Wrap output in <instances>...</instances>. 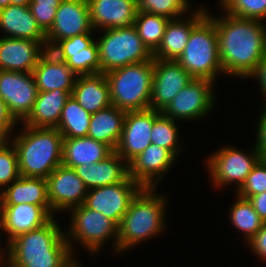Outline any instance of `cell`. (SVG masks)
I'll list each match as a JSON object with an SVG mask.
<instances>
[{
    "label": "cell",
    "mask_w": 266,
    "mask_h": 267,
    "mask_svg": "<svg viewBox=\"0 0 266 267\" xmlns=\"http://www.w3.org/2000/svg\"><path fill=\"white\" fill-rule=\"evenodd\" d=\"M225 14L214 18L223 72L249 77L266 53V28L259 20Z\"/></svg>",
    "instance_id": "6da1fadb"
},
{
    "label": "cell",
    "mask_w": 266,
    "mask_h": 267,
    "mask_svg": "<svg viewBox=\"0 0 266 267\" xmlns=\"http://www.w3.org/2000/svg\"><path fill=\"white\" fill-rule=\"evenodd\" d=\"M64 234L52 218L44 226L18 235L8 244V267H78Z\"/></svg>",
    "instance_id": "7a4b0ae2"
},
{
    "label": "cell",
    "mask_w": 266,
    "mask_h": 267,
    "mask_svg": "<svg viewBox=\"0 0 266 267\" xmlns=\"http://www.w3.org/2000/svg\"><path fill=\"white\" fill-rule=\"evenodd\" d=\"M25 126L12 141L21 176L46 179L62 164L64 137L57 128Z\"/></svg>",
    "instance_id": "3957f363"
},
{
    "label": "cell",
    "mask_w": 266,
    "mask_h": 267,
    "mask_svg": "<svg viewBox=\"0 0 266 267\" xmlns=\"http://www.w3.org/2000/svg\"><path fill=\"white\" fill-rule=\"evenodd\" d=\"M155 188L143 187L132 199L118 226V252L155 236L164 229L165 199Z\"/></svg>",
    "instance_id": "277c9868"
},
{
    "label": "cell",
    "mask_w": 266,
    "mask_h": 267,
    "mask_svg": "<svg viewBox=\"0 0 266 267\" xmlns=\"http://www.w3.org/2000/svg\"><path fill=\"white\" fill-rule=\"evenodd\" d=\"M153 74V60L129 64L105 73L112 105L126 112L150 109Z\"/></svg>",
    "instance_id": "5b68a950"
},
{
    "label": "cell",
    "mask_w": 266,
    "mask_h": 267,
    "mask_svg": "<svg viewBox=\"0 0 266 267\" xmlns=\"http://www.w3.org/2000/svg\"><path fill=\"white\" fill-rule=\"evenodd\" d=\"M193 78L215 82L223 72L214 18L208 13L193 27L185 50L176 60Z\"/></svg>",
    "instance_id": "8992f818"
},
{
    "label": "cell",
    "mask_w": 266,
    "mask_h": 267,
    "mask_svg": "<svg viewBox=\"0 0 266 267\" xmlns=\"http://www.w3.org/2000/svg\"><path fill=\"white\" fill-rule=\"evenodd\" d=\"M97 42L100 73H107L129 64L153 60V53L138 36L135 27L104 29Z\"/></svg>",
    "instance_id": "52a82bcc"
},
{
    "label": "cell",
    "mask_w": 266,
    "mask_h": 267,
    "mask_svg": "<svg viewBox=\"0 0 266 267\" xmlns=\"http://www.w3.org/2000/svg\"><path fill=\"white\" fill-rule=\"evenodd\" d=\"M70 211H73L70 235L65 237L69 238L66 240L71 252L70 241L73 239L80 241L92 253H96L110 236H114L115 251H118V226L112 220L106 218L101 212L87 208L84 204Z\"/></svg>",
    "instance_id": "ba28073f"
},
{
    "label": "cell",
    "mask_w": 266,
    "mask_h": 267,
    "mask_svg": "<svg viewBox=\"0 0 266 267\" xmlns=\"http://www.w3.org/2000/svg\"><path fill=\"white\" fill-rule=\"evenodd\" d=\"M142 188L128 175L122 182L88 190L84 205L119 226L132 199Z\"/></svg>",
    "instance_id": "9c48e42d"
},
{
    "label": "cell",
    "mask_w": 266,
    "mask_h": 267,
    "mask_svg": "<svg viewBox=\"0 0 266 267\" xmlns=\"http://www.w3.org/2000/svg\"><path fill=\"white\" fill-rule=\"evenodd\" d=\"M38 92L32 72L0 70V97L16 121L28 117Z\"/></svg>",
    "instance_id": "30bf717a"
},
{
    "label": "cell",
    "mask_w": 266,
    "mask_h": 267,
    "mask_svg": "<svg viewBox=\"0 0 266 267\" xmlns=\"http://www.w3.org/2000/svg\"><path fill=\"white\" fill-rule=\"evenodd\" d=\"M219 150L207 162L212 182L216 186H223L230 184V182L232 184L234 181V183L237 182V189H239L261 159L259 153L255 149L250 156L232 147Z\"/></svg>",
    "instance_id": "8fae6325"
},
{
    "label": "cell",
    "mask_w": 266,
    "mask_h": 267,
    "mask_svg": "<svg viewBox=\"0 0 266 267\" xmlns=\"http://www.w3.org/2000/svg\"><path fill=\"white\" fill-rule=\"evenodd\" d=\"M213 82L208 79H193L161 112L175 119H197L208 114L213 106ZM175 118V119H174Z\"/></svg>",
    "instance_id": "7c38bea8"
},
{
    "label": "cell",
    "mask_w": 266,
    "mask_h": 267,
    "mask_svg": "<svg viewBox=\"0 0 266 267\" xmlns=\"http://www.w3.org/2000/svg\"><path fill=\"white\" fill-rule=\"evenodd\" d=\"M92 31L87 0H63L57 9L53 25L46 32V50H50L62 39Z\"/></svg>",
    "instance_id": "4fadbf2b"
},
{
    "label": "cell",
    "mask_w": 266,
    "mask_h": 267,
    "mask_svg": "<svg viewBox=\"0 0 266 267\" xmlns=\"http://www.w3.org/2000/svg\"><path fill=\"white\" fill-rule=\"evenodd\" d=\"M150 109L162 112L194 78L175 60L153 59Z\"/></svg>",
    "instance_id": "5bb4252c"
},
{
    "label": "cell",
    "mask_w": 266,
    "mask_h": 267,
    "mask_svg": "<svg viewBox=\"0 0 266 267\" xmlns=\"http://www.w3.org/2000/svg\"><path fill=\"white\" fill-rule=\"evenodd\" d=\"M91 34L62 39L50 51L65 61L77 76L100 73L98 46Z\"/></svg>",
    "instance_id": "9a60e30c"
},
{
    "label": "cell",
    "mask_w": 266,
    "mask_h": 267,
    "mask_svg": "<svg viewBox=\"0 0 266 267\" xmlns=\"http://www.w3.org/2000/svg\"><path fill=\"white\" fill-rule=\"evenodd\" d=\"M160 114L161 112L154 109L126 113L121 137L114 150L126 164L151 144L153 122Z\"/></svg>",
    "instance_id": "2e32d148"
},
{
    "label": "cell",
    "mask_w": 266,
    "mask_h": 267,
    "mask_svg": "<svg viewBox=\"0 0 266 267\" xmlns=\"http://www.w3.org/2000/svg\"><path fill=\"white\" fill-rule=\"evenodd\" d=\"M47 194L51 211L72 209L84 204L88 188L74 168L59 165L47 178Z\"/></svg>",
    "instance_id": "e0dca14e"
},
{
    "label": "cell",
    "mask_w": 266,
    "mask_h": 267,
    "mask_svg": "<svg viewBox=\"0 0 266 267\" xmlns=\"http://www.w3.org/2000/svg\"><path fill=\"white\" fill-rule=\"evenodd\" d=\"M41 45L45 47L44 51H41ZM45 52L46 40L2 37L0 38V70L33 72Z\"/></svg>",
    "instance_id": "ac0fdd59"
},
{
    "label": "cell",
    "mask_w": 266,
    "mask_h": 267,
    "mask_svg": "<svg viewBox=\"0 0 266 267\" xmlns=\"http://www.w3.org/2000/svg\"><path fill=\"white\" fill-rule=\"evenodd\" d=\"M175 156L166 148L150 144L128 163V175L142 187L155 188L163 173L175 163ZM158 175L157 181L155 179ZM155 177V178H154Z\"/></svg>",
    "instance_id": "d6986e66"
},
{
    "label": "cell",
    "mask_w": 266,
    "mask_h": 267,
    "mask_svg": "<svg viewBox=\"0 0 266 267\" xmlns=\"http://www.w3.org/2000/svg\"><path fill=\"white\" fill-rule=\"evenodd\" d=\"M52 218L42 206L32 204L0 205V228L8 233V243L20 234L44 226Z\"/></svg>",
    "instance_id": "ffe728a7"
},
{
    "label": "cell",
    "mask_w": 266,
    "mask_h": 267,
    "mask_svg": "<svg viewBox=\"0 0 266 267\" xmlns=\"http://www.w3.org/2000/svg\"><path fill=\"white\" fill-rule=\"evenodd\" d=\"M92 28H127L134 24L136 0H87Z\"/></svg>",
    "instance_id": "44dd1931"
},
{
    "label": "cell",
    "mask_w": 266,
    "mask_h": 267,
    "mask_svg": "<svg viewBox=\"0 0 266 267\" xmlns=\"http://www.w3.org/2000/svg\"><path fill=\"white\" fill-rule=\"evenodd\" d=\"M32 73L38 91L47 92L59 89L73 92L76 74L65 61L58 59L50 50H46L40 57Z\"/></svg>",
    "instance_id": "7402d4cb"
},
{
    "label": "cell",
    "mask_w": 266,
    "mask_h": 267,
    "mask_svg": "<svg viewBox=\"0 0 266 267\" xmlns=\"http://www.w3.org/2000/svg\"><path fill=\"white\" fill-rule=\"evenodd\" d=\"M121 162H124V159L114 151L100 162L90 165L82 164L74 170L88 190H91L122 182L128 176V164Z\"/></svg>",
    "instance_id": "603a6c76"
},
{
    "label": "cell",
    "mask_w": 266,
    "mask_h": 267,
    "mask_svg": "<svg viewBox=\"0 0 266 267\" xmlns=\"http://www.w3.org/2000/svg\"><path fill=\"white\" fill-rule=\"evenodd\" d=\"M207 14L204 9L193 12L187 21L170 20L158 48L153 52V59L177 60L185 50L193 27Z\"/></svg>",
    "instance_id": "cb8c5ba5"
},
{
    "label": "cell",
    "mask_w": 266,
    "mask_h": 267,
    "mask_svg": "<svg viewBox=\"0 0 266 267\" xmlns=\"http://www.w3.org/2000/svg\"><path fill=\"white\" fill-rule=\"evenodd\" d=\"M32 204L42 206L52 217L48 200L47 181L44 178L20 176L3 192L0 205Z\"/></svg>",
    "instance_id": "d4e9b609"
},
{
    "label": "cell",
    "mask_w": 266,
    "mask_h": 267,
    "mask_svg": "<svg viewBox=\"0 0 266 267\" xmlns=\"http://www.w3.org/2000/svg\"><path fill=\"white\" fill-rule=\"evenodd\" d=\"M72 96L81 107L91 114L112 105L105 73L78 76Z\"/></svg>",
    "instance_id": "484cf974"
},
{
    "label": "cell",
    "mask_w": 266,
    "mask_h": 267,
    "mask_svg": "<svg viewBox=\"0 0 266 267\" xmlns=\"http://www.w3.org/2000/svg\"><path fill=\"white\" fill-rule=\"evenodd\" d=\"M114 150L107 144L89 137L64 138L62 165L75 168L106 159Z\"/></svg>",
    "instance_id": "4316f807"
},
{
    "label": "cell",
    "mask_w": 266,
    "mask_h": 267,
    "mask_svg": "<svg viewBox=\"0 0 266 267\" xmlns=\"http://www.w3.org/2000/svg\"><path fill=\"white\" fill-rule=\"evenodd\" d=\"M72 92L64 90L39 91L33 109L23 121L26 126L56 128L66 101Z\"/></svg>",
    "instance_id": "83f0119b"
},
{
    "label": "cell",
    "mask_w": 266,
    "mask_h": 267,
    "mask_svg": "<svg viewBox=\"0 0 266 267\" xmlns=\"http://www.w3.org/2000/svg\"><path fill=\"white\" fill-rule=\"evenodd\" d=\"M10 38L46 40V33L37 24L29 6L10 4L0 10V29Z\"/></svg>",
    "instance_id": "f1b7e54d"
},
{
    "label": "cell",
    "mask_w": 266,
    "mask_h": 267,
    "mask_svg": "<svg viewBox=\"0 0 266 267\" xmlns=\"http://www.w3.org/2000/svg\"><path fill=\"white\" fill-rule=\"evenodd\" d=\"M126 113L114 105L93 113L87 137L103 142L115 150L121 137Z\"/></svg>",
    "instance_id": "f546056e"
},
{
    "label": "cell",
    "mask_w": 266,
    "mask_h": 267,
    "mask_svg": "<svg viewBox=\"0 0 266 267\" xmlns=\"http://www.w3.org/2000/svg\"><path fill=\"white\" fill-rule=\"evenodd\" d=\"M91 115L71 95L62 109L56 128L64 138L87 137Z\"/></svg>",
    "instance_id": "4dcf8cb0"
},
{
    "label": "cell",
    "mask_w": 266,
    "mask_h": 267,
    "mask_svg": "<svg viewBox=\"0 0 266 267\" xmlns=\"http://www.w3.org/2000/svg\"><path fill=\"white\" fill-rule=\"evenodd\" d=\"M169 21L170 19L164 16L137 11L133 26L138 36L153 53L160 45Z\"/></svg>",
    "instance_id": "1f68e13d"
},
{
    "label": "cell",
    "mask_w": 266,
    "mask_h": 267,
    "mask_svg": "<svg viewBox=\"0 0 266 267\" xmlns=\"http://www.w3.org/2000/svg\"><path fill=\"white\" fill-rule=\"evenodd\" d=\"M230 213L233 225L246 234L247 242H249L263 226L264 222L256 213L251 202L239 195Z\"/></svg>",
    "instance_id": "d6a6232c"
},
{
    "label": "cell",
    "mask_w": 266,
    "mask_h": 267,
    "mask_svg": "<svg viewBox=\"0 0 266 267\" xmlns=\"http://www.w3.org/2000/svg\"><path fill=\"white\" fill-rule=\"evenodd\" d=\"M174 122L161 113L153 122L150 139L152 144L166 148L176 157L178 129Z\"/></svg>",
    "instance_id": "836d02e7"
},
{
    "label": "cell",
    "mask_w": 266,
    "mask_h": 267,
    "mask_svg": "<svg viewBox=\"0 0 266 267\" xmlns=\"http://www.w3.org/2000/svg\"><path fill=\"white\" fill-rule=\"evenodd\" d=\"M227 14L261 21L266 17V0H221Z\"/></svg>",
    "instance_id": "e575fe53"
},
{
    "label": "cell",
    "mask_w": 266,
    "mask_h": 267,
    "mask_svg": "<svg viewBox=\"0 0 266 267\" xmlns=\"http://www.w3.org/2000/svg\"><path fill=\"white\" fill-rule=\"evenodd\" d=\"M137 11L178 19L188 9V0H136ZM177 16V18H176Z\"/></svg>",
    "instance_id": "d590c367"
},
{
    "label": "cell",
    "mask_w": 266,
    "mask_h": 267,
    "mask_svg": "<svg viewBox=\"0 0 266 267\" xmlns=\"http://www.w3.org/2000/svg\"><path fill=\"white\" fill-rule=\"evenodd\" d=\"M8 145L6 142L0 147V187L10 185V182L16 181L21 176L17 151L12 143V148Z\"/></svg>",
    "instance_id": "8d00e7d4"
},
{
    "label": "cell",
    "mask_w": 266,
    "mask_h": 267,
    "mask_svg": "<svg viewBox=\"0 0 266 267\" xmlns=\"http://www.w3.org/2000/svg\"><path fill=\"white\" fill-rule=\"evenodd\" d=\"M266 191V159H260L254 166L245 182L238 189V194L242 198L248 199L250 196L261 194Z\"/></svg>",
    "instance_id": "74e56055"
},
{
    "label": "cell",
    "mask_w": 266,
    "mask_h": 267,
    "mask_svg": "<svg viewBox=\"0 0 266 267\" xmlns=\"http://www.w3.org/2000/svg\"><path fill=\"white\" fill-rule=\"evenodd\" d=\"M62 2L63 0H31L29 9L45 33L53 25L57 9Z\"/></svg>",
    "instance_id": "f35d334b"
},
{
    "label": "cell",
    "mask_w": 266,
    "mask_h": 267,
    "mask_svg": "<svg viewBox=\"0 0 266 267\" xmlns=\"http://www.w3.org/2000/svg\"><path fill=\"white\" fill-rule=\"evenodd\" d=\"M15 118L10 114L7 105L0 97V133L8 138L10 131L16 125Z\"/></svg>",
    "instance_id": "ab89813d"
},
{
    "label": "cell",
    "mask_w": 266,
    "mask_h": 267,
    "mask_svg": "<svg viewBox=\"0 0 266 267\" xmlns=\"http://www.w3.org/2000/svg\"><path fill=\"white\" fill-rule=\"evenodd\" d=\"M260 122H258V133L255 149L261 159H266V107L261 113Z\"/></svg>",
    "instance_id": "60d3db41"
},
{
    "label": "cell",
    "mask_w": 266,
    "mask_h": 267,
    "mask_svg": "<svg viewBox=\"0 0 266 267\" xmlns=\"http://www.w3.org/2000/svg\"><path fill=\"white\" fill-rule=\"evenodd\" d=\"M248 243L259 257L266 259V222L263 223L260 231Z\"/></svg>",
    "instance_id": "b9f144b4"
},
{
    "label": "cell",
    "mask_w": 266,
    "mask_h": 267,
    "mask_svg": "<svg viewBox=\"0 0 266 267\" xmlns=\"http://www.w3.org/2000/svg\"><path fill=\"white\" fill-rule=\"evenodd\" d=\"M248 200L263 222H266V191L261 194L250 196Z\"/></svg>",
    "instance_id": "7bdbcfd3"
},
{
    "label": "cell",
    "mask_w": 266,
    "mask_h": 267,
    "mask_svg": "<svg viewBox=\"0 0 266 267\" xmlns=\"http://www.w3.org/2000/svg\"><path fill=\"white\" fill-rule=\"evenodd\" d=\"M257 77L259 79L261 90L266 98V53L264 57L257 64L255 70L249 75V77ZM266 100V99H265Z\"/></svg>",
    "instance_id": "ee69618b"
},
{
    "label": "cell",
    "mask_w": 266,
    "mask_h": 267,
    "mask_svg": "<svg viewBox=\"0 0 266 267\" xmlns=\"http://www.w3.org/2000/svg\"><path fill=\"white\" fill-rule=\"evenodd\" d=\"M31 0H11V4L20 6H29Z\"/></svg>",
    "instance_id": "f6af8a7d"
},
{
    "label": "cell",
    "mask_w": 266,
    "mask_h": 267,
    "mask_svg": "<svg viewBox=\"0 0 266 267\" xmlns=\"http://www.w3.org/2000/svg\"><path fill=\"white\" fill-rule=\"evenodd\" d=\"M11 4V0H0V10L8 7Z\"/></svg>",
    "instance_id": "bcb514c9"
},
{
    "label": "cell",
    "mask_w": 266,
    "mask_h": 267,
    "mask_svg": "<svg viewBox=\"0 0 266 267\" xmlns=\"http://www.w3.org/2000/svg\"><path fill=\"white\" fill-rule=\"evenodd\" d=\"M7 141H8L7 138L2 133H0V147Z\"/></svg>",
    "instance_id": "7dc6e473"
}]
</instances>
